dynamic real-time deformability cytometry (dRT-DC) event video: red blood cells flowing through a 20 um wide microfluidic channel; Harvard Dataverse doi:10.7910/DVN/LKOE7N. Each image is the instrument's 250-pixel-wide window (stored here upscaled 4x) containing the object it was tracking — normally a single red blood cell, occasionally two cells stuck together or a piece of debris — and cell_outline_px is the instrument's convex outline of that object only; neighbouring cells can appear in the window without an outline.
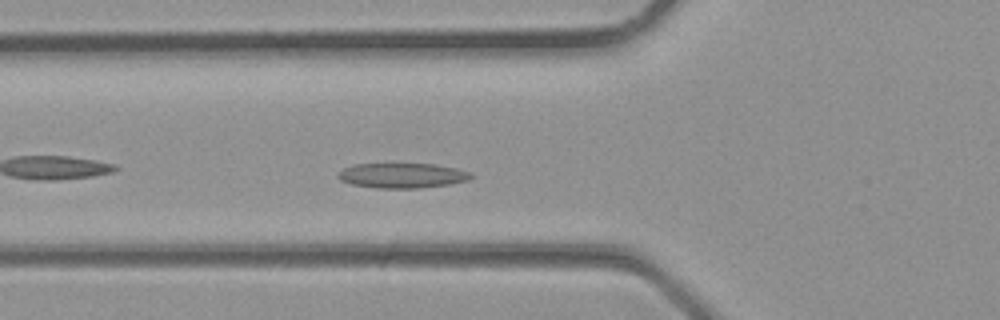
{"species": "common noctule bat (a hibernating species)", "species_latin": "Nyctalus noctula", "temperature_condition": "room temperature", "stored_images_in_passage": 27, "camera_frame_rate_fps": 3000, "um_per_image_px": 0.085, "animal": {"sex": "male", "body_mass_g": 23.1, "forearm_length_mm": 52.7}, "frame": {"image": 1, "passage_image": 4, "time_ms": 1.0, "image_size_px": [1000, 320], "cell_outline_px": [[476, 176], [468, 180], [448, 184], [420, 188], [376, 188], [352, 184], [340, 180], [336, 176], [336, 172], [352, 164], [436, 164], [456, 168], [472, 172]], "centroid_in_image_um": [34.19, 14.91], "position_along_channel_um": 91.6, "area_um2": 19.54}}
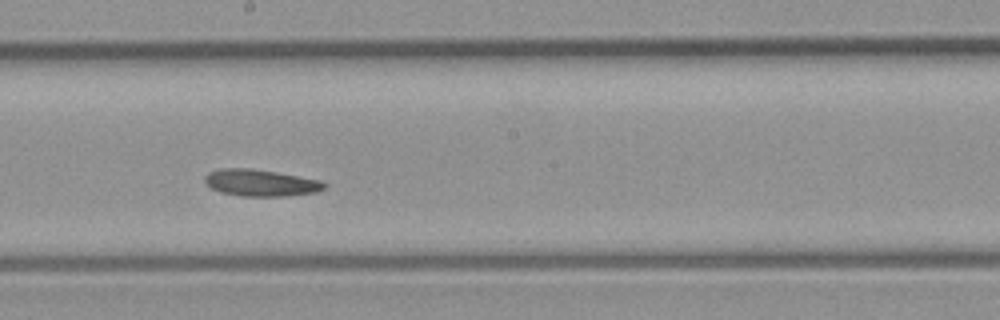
{"frame": {"image": 2, "passage_image": 11, "time_ms": 3.333, "image_size_px": [1000, 320], "cell_outline_px": [[328, 184], [324, 188], [316, 192], [288, 196], [244, 196], [220, 192], [212, 188], [204, 180], [204, 176], [208, 172], [220, 168], [252, 168], [276, 172], [320, 180]], "centroid_in_image_um": [22.15, 15.53], "position_along_channel_um": 226.0, "area_um2": 18.61}}
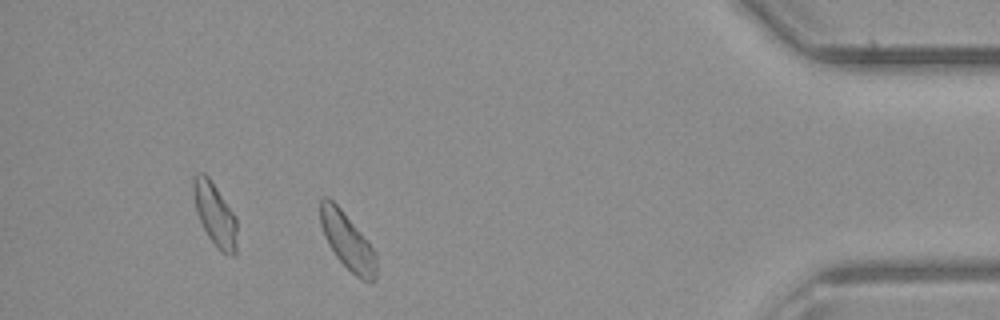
{"frame": {"image": 3, "passage_image": 23, "time_ms": 7.333, "image_size_px": [1000, 320], "cell_outline_px": [[376, 280], [372, 284], [356, 276], [336, 256], [328, 244], [324, 236], [320, 224], [320, 200], [324, 196], [328, 196], [340, 208], [368, 240], [376, 252]], "centroid_in_image_um": [29.54, 20.5], "position_along_channel_um": 405.7, "area_um2": 18.55}}